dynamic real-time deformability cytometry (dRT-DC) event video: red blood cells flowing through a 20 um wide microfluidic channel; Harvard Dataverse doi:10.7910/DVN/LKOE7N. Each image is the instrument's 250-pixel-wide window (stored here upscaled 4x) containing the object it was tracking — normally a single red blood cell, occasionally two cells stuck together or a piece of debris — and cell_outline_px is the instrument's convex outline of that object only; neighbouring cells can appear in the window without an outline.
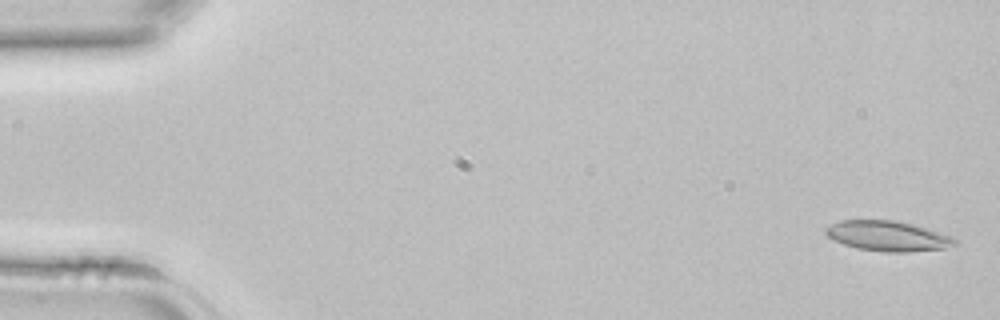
{"species": "common noctule bat (a hibernating species)", "species_latin": "Nyctalus noctula", "temperature_condition": "room temperature", "stored_images_in_passage": 43, "camera_frame_rate_fps": 3000, "um_per_image_px": 0.085, "animal": {"sex": "female", "body_mass_g": 22.7, "forearm_length_mm": 54.2}, "frame": {"image": 1, "passage_image": 1, "time_ms": 0.0, "image_size_px": [1000, 320], "cell_outline_px": [[956, 244], [944, 248], [912, 252], [884, 252], [856, 248], [844, 244], [828, 236], [824, 232], [824, 228], [840, 220], [896, 220], [912, 224], [952, 236], [956, 240]], "centroid_in_image_um": [75.45, 20.06], "position_along_channel_um": 9.5, "area_um2": 22.6}}
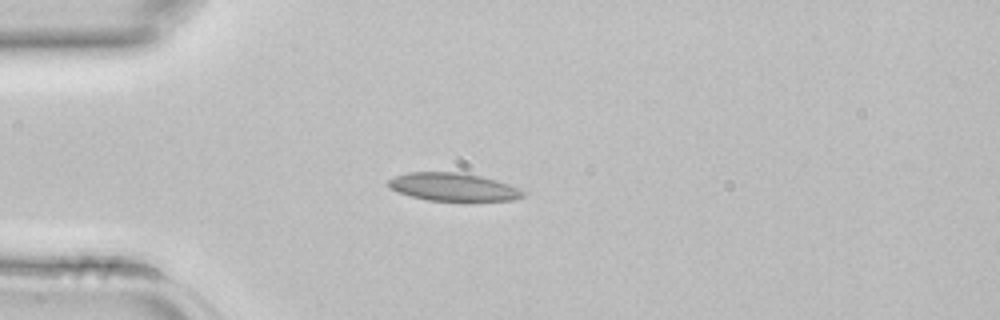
{"frame": {"image": 2, "passage_image": 11, "time_ms": 3.333, "image_size_px": [1000, 320], "cell_outline_px": [[524, 196], [516, 200], [472, 204], [464, 204], [428, 200], [412, 196], [388, 188], [388, 180], [396, 176], [408, 172], [464, 172], [496, 180], [520, 188], [524, 192]], "centroid_in_image_um": [38.62, 15.95], "position_along_channel_um": 46.4, "area_um2": 23.12}}
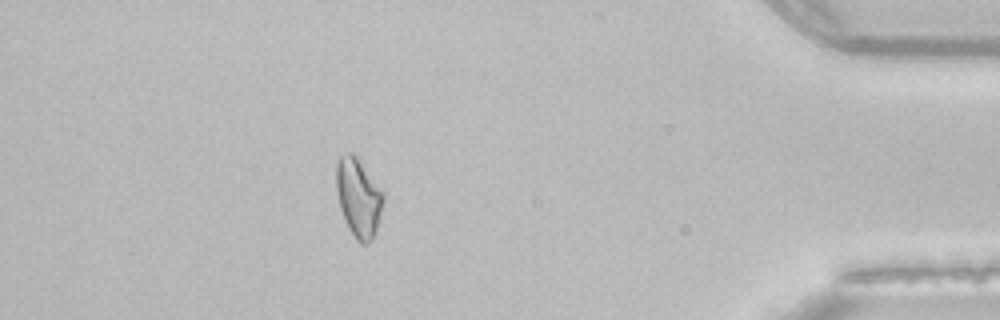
{"frame": {"image": 3, "passage_image": 38, "time_ms": 12.333, "image_size_px": [1000, 320], "cell_outline_px": [[384, 200], [376, 232], [372, 240], [368, 244], [360, 244], [356, 240], [348, 228], [344, 220], [340, 208], [336, 192], [336, 160], [344, 152], [352, 152], [356, 156], [384, 192]], "centroid_in_image_um": [30.46, 16.8], "position_along_channel_um": 404.7, "area_um2": 21.91}}